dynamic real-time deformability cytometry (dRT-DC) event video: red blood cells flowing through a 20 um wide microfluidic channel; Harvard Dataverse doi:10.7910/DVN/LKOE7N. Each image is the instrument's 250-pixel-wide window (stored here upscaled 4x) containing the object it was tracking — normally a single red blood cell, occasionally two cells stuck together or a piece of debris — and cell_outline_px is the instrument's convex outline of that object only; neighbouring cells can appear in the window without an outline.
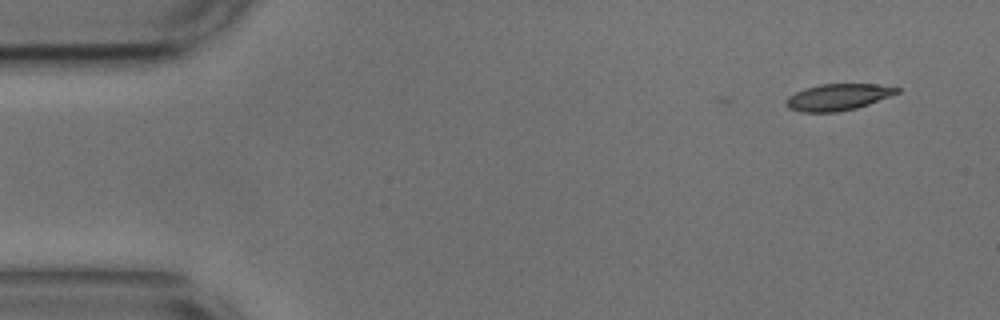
{"species": "common noctule bat (a hibernating species)", "species_latin": "Nyctalus noctula", "temperature_condition": "cold", "stored_images_in_passage": 6, "camera_frame_rate_fps": 3000, "um_per_image_px": 0.085, "animal": {"sex": "male", "body_mass_g": 17.9, "forearm_length_mm": 54.2}, "frame": {"image": 1, "passage_image": 6, "time_ms": 1.667, "image_size_px": [1000, 320], "cell_outline_px": [[900, 92], [868, 104], [856, 108], [836, 112], [800, 112], [788, 108], [784, 104], [784, 100], [788, 96], [804, 88], [820, 84], [880, 84], [900, 88]], "centroid_in_image_um": [71.18, 8.25], "position_along_channel_um": 13.8, "area_um2": 17.22}}